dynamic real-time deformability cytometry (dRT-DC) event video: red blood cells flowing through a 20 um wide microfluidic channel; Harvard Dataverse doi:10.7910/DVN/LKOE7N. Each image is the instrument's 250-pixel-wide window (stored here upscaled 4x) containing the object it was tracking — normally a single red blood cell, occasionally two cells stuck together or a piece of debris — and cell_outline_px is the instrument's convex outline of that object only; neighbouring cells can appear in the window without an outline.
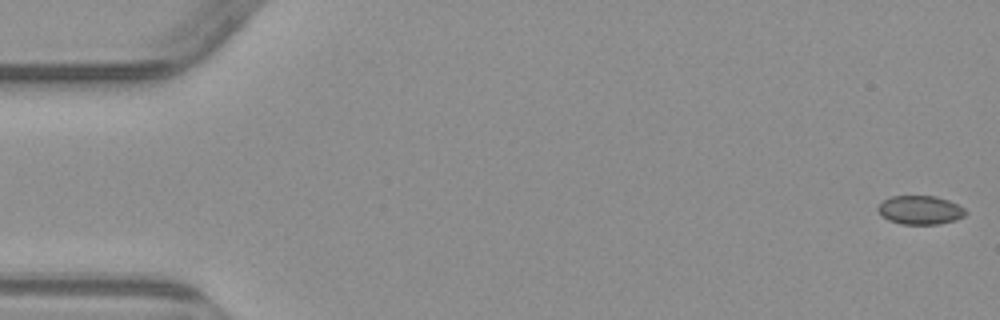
{"species": "common noctule bat (a hibernating species)", "species_latin": "Nyctalus noctula", "temperature_condition": "warm", "stored_images_in_passage": 7, "camera_frame_rate_fps": 3000, "um_per_image_px": 0.085, "animal": {"sex": "male", "body_mass_g": 23.1, "forearm_length_mm": 52.7}, "frame": {"image": 1, "passage_image": 1, "time_ms": 0.0, "image_size_px": [1000, 320], "cell_outline_px": [[968, 212], [964, 216], [956, 220], [940, 224], [900, 224], [888, 220], [876, 208], [884, 200], [892, 196], [936, 196], [948, 200], [964, 208]], "centroid_in_image_um": [78.24, 17.86], "position_along_channel_um": 6.8, "area_um2": 14.62}}
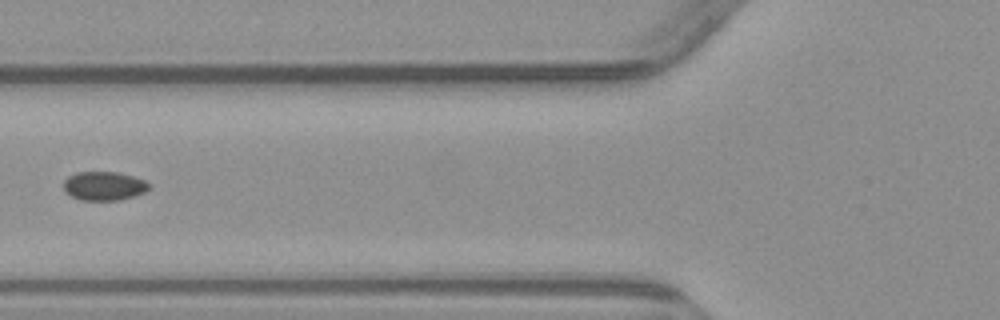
{"frame": {"image": 2, "passage_image": 6, "time_ms": 6.667, "image_size_px": [1000, 320], "cell_outline_px": [[152, 184], [144, 192], [120, 200], [80, 200], [64, 192], [64, 180], [68, 176], [76, 172], [116, 172], [132, 176], [144, 180]], "centroid_in_image_um": [8.82, 15.8], "position_along_channel_um": 117.0, "area_um2": 14.33}}
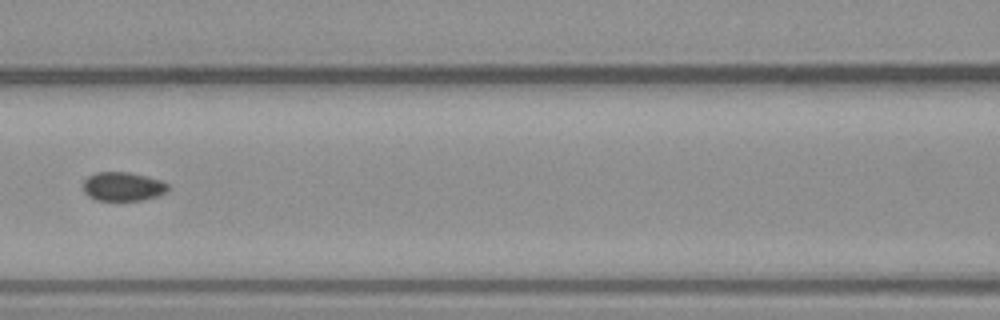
{"frame": {"image": 3, "passage_image": 7, "time_ms": 7.667, "image_size_px": [1000, 320], "cell_outline_px": [[168, 192], [156, 196], [140, 200], [96, 200], [88, 196], [84, 192], [84, 180], [88, 176], [96, 172], [128, 172], [148, 176], [160, 180], [168, 184]], "centroid_in_image_um": [10.45, 15.85], "position_along_channel_um": 156.2, "area_um2": 14.28}}